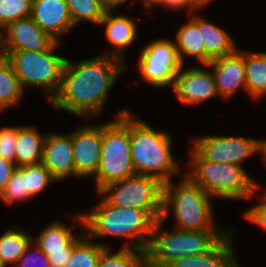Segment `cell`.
<instances>
[{
    "mask_svg": "<svg viewBox=\"0 0 266 267\" xmlns=\"http://www.w3.org/2000/svg\"><path fill=\"white\" fill-rule=\"evenodd\" d=\"M144 7H146L152 0H141Z\"/></svg>",
    "mask_w": 266,
    "mask_h": 267,
    "instance_id": "obj_42",
    "label": "cell"
},
{
    "mask_svg": "<svg viewBox=\"0 0 266 267\" xmlns=\"http://www.w3.org/2000/svg\"><path fill=\"white\" fill-rule=\"evenodd\" d=\"M16 168L14 162L0 157V193L10 181L12 173Z\"/></svg>",
    "mask_w": 266,
    "mask_h": 267,
    "instance_id": "obj_37",
    "label": "cell"
},
{
    "mask_svg": "<svg viewBox=\"0 0 266 267\" xmlns=\"http://www.w3.org/2000/svg\"><path fill=\"white\" fill-rule=\"evenodd\" d=\"M31 243V237L22 230L7 229L0 237V261L3 267L15 265Z\"/></svg>",
    "mask_w": 266,
    "mask_h": 267,
    "instance_id": "obj_25",
    "label": "cell"
},
{
    "mask_svg": "<svg viewBox=\"0 0 266 267\" xmlns=\"http://www.w3.org/2000/svg\"><path fill=\"white\" fill-rule=\"evenodd\" d=\"M73 25L82 20L100 23L107 9L99 0H66Z\"/></svg>",
    "mask_w": 266,
    "mask_h": 267,
    "instance_id": "obj_29",
    "label": "cell"
},
{
    "mask_svg": "<svg viewBox=\"0 0 266 267\" xmlns=\"http://www.w3.org/2000/svg\"><path fill=\"white\" fill-rule=\"evenodd\" d=\"M107 10H112L113 8H116L118 5L124 4L125 2L129 0H99Z\"/></svg>",
    "mask_w": 266,
    "mask_h": 267,
    "instance_id": "obj_39",
    "label": "cell"
},
{
    "mask_svg": "<svg viewBox=\"0 0 266 267\" xmlns=\"http://www.w3.org/2000/svg\"><path fill=\"white\" fill-rule=\"evenodd\" d=\"M42 164L56 181L75 177L71 133L46 135Z\"/></svg>",
    "mask_w": 266,
    "mask_h": 267,
    "instance_id": "obj_15",
    "label": "cell"
},
{
    "mask_svg": "<svg viewBox=\"0 0 266 267\" xmlns=\"http://www.w3.org/2000/svg\"><path fill=\"white\" fill-rule=\"evenodd\" d=\"M175 46L181 63L184 65L185 55L193 56L205 65V48L198 28V16H191L186 25H182L176 33Z\"/></svg>",
    "mask_w": 266,
    "mask_h": 267,
    "instance_id": "obj_23",
    "label": "cell"
},
{
    "mask_svg": "<svg viewBox=\"0 0 266 267\" xmlns=\"http://www.w3.org/2000/svg\"><path fill=\"white\" fill-rule=\"evenodd\" d=\"M98 194L114 207L147 210L162 219L164 183L152 176L135 174L104 187Z\"/></svg>",
    "mask_w": 266,
    "mask_h": 267,
    "instance_id": "obj_9",
    "label": "cell"
},
{
    "mask_svg": "<svg viewBox=\"0 0 266 267\" xmlns=\"http://www.w3.org/2000/svg\"><path fill=\"white\" fill-rule=\"evenodd\" d=\"M111 13L112 10H107L99 23L105 24L106 38L113 46V49L108 54L106 52L103 55H109L123 61V51L136 39L137 27L128 16L117 15L113 17Z\"/></svg>",
    "mask_w": 266,
    "mask_h": 267,
    "instance_id": "obj_20",
    "label": "cell"
},
{
    "mask_svg": "<svg viewBox=\"0 0 266 267\" xmlns=\"http://www.w3.org/2000/svg\"><path fill=\"white\" fill-rule=\"evenodd\" d=\"M31 17L57 42L74 27L66 0H32Z\"/></svg>",
    "mask_w": 266,
    "mask_h": 267,
    "instance_id": "obj_17",
    "label": "cell"
},
{
    "mask_svg": "<svg viewBox=\"0 0 266 267\" xmlns=\"http://www.w3.org/2000/svg\"><path fill=\"white\" fill-rule=\"evenodd\" d=\"M91 211L82 214L85 233L91 240L111 235L127 238L130 241L123 248L146 252L157 221L147 210L114 207L103 199Z\"/></svg>",
    "mask_w": 266,
    "mask_h": 267,
    "instance_id": "obj_2",
    "label": "cell"
},
{
    "mask_svg": "<svg viewBox=\"0 0 266 267\" xmlns=\"http://www.w3.org/2000/svg\"><path fill=\"white\" fill-rule=\"evenodd\" d=\"M77 222L76 226L69 227L62 222H52L44 228L43 231L35 238L34 242L47 256L49 254H58L72 252L74 245L86 234L84 233V221L82 213L72 216ZM80 227L83 231L82 235L72 233V230Z\"/></svg>",
    "mask_w": 266,
    "mask_h": 267,
    "instance_id": "obj_18",
    "label": "cell"
},
{
    "mask_svg": "<svg viewBox=\"0 0 266 267\" xmlns=\"http://www.w3.org/2000/svg\"><path fill=\"white\" fill-rule=\"evenodd\" d=\"M193 148L209 161L241 166L254 153L262 152V140L234 136H205L196 138Z\"/></svg>",
    "mask_w": 266,
    "mask_h": 267,
    "instance_id": "obj_11",
    "label": "cell"
},
{
    "mask_svg": "<svg viewBox=\"0 0 266 267\" xmlns=\"http://www.w3.org/2000/svg\"><path fill=\"white\" fill-rule=\"evenodd\" d=\"M246 91L253 98L266 95V52H244Z\"/></svg>",
    "mask_w": 266,
    "mask_h": 267,
    "instance_id": "obj_24",
    "label": "cell"
},
{
    "mask_svg": "<svg viewBox=\"0 0 266 267\" xmlns=\"http://www.w3.org/2000/svg\"><path fill=\"white\" fill-rule=\"evenodd\" d=\"M103 123L83 126L71 132L75 177L95 176L101 157Z\"/></svg>",
    "mask_w": 266,
    "mask_h": 267,
    "instance_id": "obj_13",
    "label": "cell"
},
{
    "mask_svg": "<svg viewBox=\"0 0 266 267\" xmlns=\"http://www.w3.org/2000/svg\"><path fill=\"white\" fill-rule=\"evenodd\" d=\"M262 203L251 207L244 213V217L257 226L266 229V195L262 199Z\"/></svg>",
    "mask_w": 266,
    "mask_h": 267,
    "instance_id": "obj_35",
    "label": "cell"
},
{
    "mask_svg": "<svg viewBox=\"0 0 266 267\" xmlns=\"http://www.w3.org/2000/svg\"><path fill=\"white\" fill-rule=\"evenodd\" d=\"M108 247L99 259L97 267H144L146 265L145 251L135 248H121L117 253H111Z\"/></svg>",
    "mask_w": 266,
    "mask_h": 267,
    "instance_id": "obj_28",
    "label": "cell"
},
{
    "mask_svg": "<svg viewBox=\"0 0 266 267\" xmlns=\"http://www.w3.org/2000/svg\"><path fill=\"white\" fill-rule=\"evenodd\" d=\"M17 126L0 128V157L15 163Z\"/></svg>",
    "mask_w": 266,
    "mask_h": 267,
    "instance_id": "obj_34",
    "label": "cell"
},
{
    "mask_svg": "<svg viewBox=\"0 0 266 267\" xmlns=\"http://www.w3.org/2000/svg\"><path fill=\"white\" fill-rule=\"evenodd\" d=\"M45 139L32 126H17L16 167L42 163Z\"/></svg>",
    "mask_w": 266,
    "mask_h": 267,
    "instance_id": "obj_22",
    "label": "cell"
},
{
    "mask_svg": "<svg viewBox=\"0 0 266 267\" xmlns=\"http://www.w3.org/2000/svg\"><path fill=\"white\" fill-rule=\"evenodd\" d=\"M262 154H263L264 162H266V140L265 139L262 140V152H261V155Z\"/></svg>",
    "mask_w": 266,
    "mask_h": 267,
    "instance_id": "obj_41",
    "label": "cell"
},
{
    "mask_svg": "<svg viewBox=\"0 0 266 267\" xmlns=\"http://www.w3.org/2000/svg\"><path fill=\"white\" fill-rule=\"evenodd\" d=\"M31 7L32 0H0V32L10 23L31 16Z\"/></svg>",
    "mask_w": 266,
    "mask_h": 267,
    "instance_id": "obj_31",
    "label": "cell"
},
{
    "mask_svg": "<svg viewBox=\"0 0 266 267\" xmlns=\"http://www.w3.org/2000/svg\"><path fill=\"white\" fill-rule=\"evenodd\" d=\"M198 10L207 5L208 3L212 2V0H196Z\"/></svg>",
    "mask_w": 266,
    "mask_h": 267,
    "instance_id": "obj_40",
    "label": "cell"
},
{
    "mask_svg": "<svg viewBox=\"0 0 266 267\" xmlns=\"http://www.w3.org/2000/svg\"><path fill=\"white\" fill-rule=\"evenodd\" d=\"M211 67L218 94L229 99L237 90L244 87L246 90V72L244 52L235 53L212 60L205 65Z\"/></svg>",
    "mask_w": 266,
    "mask_h": 267,
    "instance_id": "obj_16",
    "label": "cell"
},
{
    "mask_svg": "<svg viewBox=\"0 0 266 267\" xmlns=\"http://www.w3.org/2000/svg\"><path fill=\"white\" fill-rule=\"evenodd\" d=\"M30 248L34 253H30L32 251ZM14 267H50V263L48 256L34 242L27 247L26 252L19 258Z\"/></svg>",
    "mask_w": 266,
    "mask_h": 267,
    "instance_id": "obj_33",
    "label": "cell"
},
{
    "mask_svg": "<svg viewBox=\"0 0 266 267\" xmlns=\"http://www.w3.org/2000/svg\"><path fill=\"white\" fill-rule=\"evenodd\" d=\"M130 112L122 110L116 120L103 123L100 163L95 177L97 192L104 187L135 175L131 159Z\"/></svg>",
    "mask_w": 266,
    "mask_h": 267,
    "instance_id": "obj_6",
    "label": "cell"
},
{
    "mask_svg": "<svg viewBox=\"0 0 266 267\" xmlns=\"http://www.w3.org/2000/svg\"><path fill=\"white\" fill-rule=\"evenodd\" d=\"M131 159L136 174L152 176L166 184L171 175L181 173L172 157V136L155 131L147 123L130 114Z\"/></svg>",
    "mask_w": 266,
    "mask_h": 267,
    "instance_id": "obj_3",
    "label": "cell"
},
{
    "mask_svg": "<svg viewBox=\"0 0 266 267\" xmlns=\"http://www.w3.org/2000/svg\"><path fill=\"white\" fill-rule=\"evenodd\" d=\"M163 219L155 222L145 252L147 267H165L172 260L210 252L229 232L222 230H163Z\"/></svg>",
    "mask_w": 266,
    "mask_h": 267,
    "instance_id": "obj_4",
    "label": "cell"
},
{
    "mask_svg": "<svg viewBox=\"0 0 266 267\" xmlns=\"http://www.w3.org/2000/svg\"><path fill=\"white\" fill-rule=\"evenodd\" d=\"M156 5H161L164 6L165 8H170V9H182L185 8L186 6L189 7L188 13L192 14L193 11L198 10L197 7V2L196 0H152L145 8L148 10V8L151 9L153 6Z\"/></svg>",
    "mask_w": 266,
    "mask_h": 267,
    "instance_id": "obj_36",
    "label": "cell"
},
{
    "mask_svg": "<svg viewBox=\"0 0 266 267\" xmlns=\"http://www.w3.org/2000/svg\"><path fill=\"white\" fill-rule=\"evenodd\" d=\"M72 252L49 254L48 260L50 267H64L71 257Z\"/></svg>",
    "mask_w": 266,
    "mask_h": 267,
    "instance_id": "obj_38",
    "label": "cell"
},
{
    "mask_svg": "<svg viewBox=\"0 0 266 267\" xmlns=\"http://www.w3.org/2000/svg\"><path fill=\"white\" fill-rule=\"evenodd\" d=\"M210 197L186 175L176 185L170 181L164 184L162 219H168L172 209L178 230H221L213 225Z\"/></svg>",
    "mask_w": 266,
    "mask_h": 267,
    "instance_id": "obj_7",
    "label": "cell"
},
{
    "mask_svg": "<svg viewBox=\"0 0 266 267\" xmlns=\"http://www.w3.org/2000/svg\"><path fill=\"white\" fill-rule=\"evenodd\" d=\"M233 230L208 253L177 258L165 267H239L232 247Z\"/></svg>",
    "mask_w": 266,
    "mask_h": 267,
    "instance_id": "obj_19",
    "label": "cell"
},
{
    "mask_svg": "<svg viewBox=\"0 0 266 267\" xmlns=\"http://www.w3.org/2000/svg\"><path fill=\"white\" fill-rule=\"evenodd\" d=\"M57 182L42 163L26 166L27 191L32 197L44 190L49 183Z\"/></svg>",
    "mask_w": 266,
    "mask_h": 267,
    "instance_id": "obj_32",
    "label": "cell"
},
{
    "mask_svg": "<svg viewBox=\"0 0 266 267\" xmlns=\"http://www.w3.org/2000/svg\"><path fill=\"white\" fill-rule=\"evenodd\" d=\"M58 43L45 51H0V54L13 66L23 89L26 86L47 89L52 101L59 91L67 60L55 55Z\"/></svg>",
    "mask_w": 266,
    "mask_h": 267,
    "instance_id": "obj_8",
    "label": "cell"
},
{
    "mask_svg": "<svg viewBox=\"0 0 266 267\" xmlns=\"http://www.w3.org/2000/svg\"><path fill=\"white\" fill-rule=\"evenodd\" d=\"M56 42L31 16L10 23L0 32V51H45Z\"/></svg>",
    "mask_w": 266,
    "mask_h": 267,
    "instance_id": "obj_12",
    "label": "cell"
},
{
    "mask_svg": "<svg viewBox=\"0 0 266 267\" xmlns=\"http://www.w3.org/2000/svg\"><path fill=\"white\" fill-rule=\"evenodd\" d=\"M191 173L186 176L208 195L225 199H250L259 189L242 166L204 159L194 148L190 155Z\"/></svg>",
    "mask_w": 266,
    "mask_h": 267,
    "instance_id": "obj_5",
    "label": "cell"
},
{
    "mask_svg": "<svg viewBox=\"0 0 266 267\" xmlns=\"http://www.w3.org/2000/svg\"><path fill=\"white\" fill-rule=\"evenodd\" d=\"M198 28L205 48V65L212 60L235 53L233 38L224 29L198 17Z\"/></svg>",
    "mask_w": 266,
    "mask_h": 267,
    "instance_id": "obj_21",
    "label": "cell"
},
{
    "mask_svg": "<svg viewBox=\"0 0 266 267\" xmlns=\"http://www.w3.org/2000/svg\"><path fill=\"white\" fill-rule=\"evenodd\" d=\"M24 89L11 63L0 56V110L16 105Z\"/></svg>",
    "mask_w": 266,
    "mask_h": 267,
    "instance_id": "obj_26",
    "label": "cell"
},
{
    "mask_svg": "<svg viewBox=\"0 0 266 267\" xmlns=\"http://www.w3.org/2000/svg\"><path fill=\"white\" fill-rule=\"evenodd\" d=\"M108 248L95 243L85 234L75 245L71 257L64 267H97L101 254Z\"/></svg>",
    "mask_w": 266,
    "mask_h": 267,
    "instance_id": "obj_27",
    "label": "cell"
},
{
    "mask_svg": "<svg viewBox=\"0 0 266 267\" xmlns=\"http://www.w3.org/2000/svg\"><path fill=\"white\" fill-rule=\"evenodd\" d=\"M125 62L109 55L75 62L66 60L61 85L51 104L76 116H97Z\"/></svg>",
    "mask_w": 266,
    "mask_h": 267,
    "instance_id": "obj_1",
    "label": "cell"
},
{
    "mask_svg": "<svg viewBox=\"0 0 266 267\" xmlns=\"http://www.w3.org/2000/svg\"><path fill=\"white\" fill-rule=\"evenodd\" d=\"M173 90L179 101L195 104L219 95L212 72L200 68L181 70L175 77Z\"/></svg>",
    "mask_w": 266,
    "mask_h": 267,
    "instance_id": "obj_14",
    "label": "cell"
},
{
    "mask_svg": "<svg viewBox=\"0 0 266 267\" xmlns=\"http://www.w3.org/2000/svg\"><path fill=\"white\" fill-rule=\"evenodd\" d=\"M33 197L27 191L26 166L17 167L12 173L10 181L0 193V199L6 204L23 202Z\"/></svg>",
    "mask_w": 266,
    "mask_h": 267,
    "instance_id": "obj_30",
    "label": "cell"
},
{
    "mask_svg": "<svg viewBox=\"0 0 266 267\" xmlns=\"http://www.w3.org/2000/svg\"><path fill=\"white\" fill-rule=\"evenodd\" d=\"M182 66L175 42L168 39H157L146 45L138 61L140 75L156 88L173 87Z\"/></svg>",
    "mask_w": 266,
    "mask_h": 267,
    "instance_id": "obj_10",
    "label": "cell"
}]
</instances>
